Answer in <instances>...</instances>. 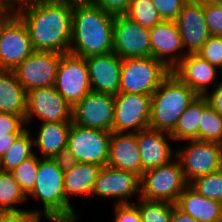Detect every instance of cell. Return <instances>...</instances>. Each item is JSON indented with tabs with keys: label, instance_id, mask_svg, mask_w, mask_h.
I'll return each instance as SVG.
<instances>
[{
	"label": "cell",
	"instance_id": "1",
	"mask_svg": "<svg viewBox=\"0 0 222 222\" xmlns=\"http://www.w3.org/2000/svg\"><path fill=\"white\" fill-rule=\"evenodd\" d=\"M73 5L56 0H28L17 16L26 25L34 51L69 52Z\"/></svg>",
	"mask_w": 222,
	"mask_h": 222
},
{
	"label": "cell",
	"instance_id": "2",
	"mask_svg": "<svg viewBox=\"0 0 222 222\" xmlns=\"http://www.w3.org/2000/svg\"><path fill=\"white\" fill-rule=\"evenodd\" d=\"M114 20L93 3L74 4L69 52L83 58L113 52Z\"/></svg>",
	"mask_w": 222,
	"mask_h": 222
},
{
	"label": "cell",
	"instance_id": "3",
	"mask_svg": "<svg viewBox=\"0 0 222 222\" xmlns=\"http://www.w3.org/2000/svg\"><path fill=\"white\" fill-rule=\"evenodd\" d=\"M65 160L39 156L37 180L28 195L40 199L41 213L49 222H78L79 218L64 192Z\"/></svg>",
	"mask_w": 222,
	"mask_h": 222
},
{
	"label": "cell",
	"instance_id": "4",
	"mask_svg": "<svg viewBox=\"0 0 222 222\" xmlns=\"http://www.w3.org/2000/svg\"><path fill=\"white\" fill-rule=\"evenodd\" d=\"M197 96L170 73L151 95L149 128L171 133L178 119Z\"/></svg>",
	"mask_w": 222,
	"mask_h": 222
},
{
	"label": "cell",
	"instance_id": "5",
	"mask_svg": "<svg viewBox=\"0 0 222 222\" xmlns=\"http://www.w3.org/2000/svg\"><path fill=\"white\" fill-rule=\"evenodd\" d=\"M112 132L71 123L65 161L107 166Z\"/></svg>",
	"mask_w": 222,
	"mask_h": 222
},
{
	"label": "cell",
	"instance_id": "6",
	"mask_svg": "<svg viewBox=\"0 0 222 222\" xmlns=\"http://www.w3.org/2000/svg\"><path fill=\"white\" fill-rule=\"evenodd\" d=\"M170 73L152 56L122 59L119 92L152 95Z\"/></svg>",
	"mask_w": 222,
	"mask_h": 222
},
{
	"label": "cell",
	"instance_id": "7",
	"mask_svg": "<svg viewBox=\"0 0 222 222\" xmlns=\"http://www.w3.org/2000/svg\"><path fill=\"white\" fill-rule=\"evenodd\" d=\"M177 158L158 168L145 171L140 177V196L148 200L176 204L188 186Z\"/></svg>",
	"mask_w": 222,
	"mask_h": 222
},
{
	"label": "cell",
	"instance_id": "8",
	"mask_svg": "<svg viewBox=\"0 0 222 222\" xmlns=\"http://www.w3.org/2000/svg\"><path fill=\"white\" fill-rule=\"evenodd\" d=\"M186 141L188 145L176 149V158L188 184L198 177L222 168V144L199 140Z\"/></svg>",
	"mask_w": 222,
	"mask_h": 222
},
{
	"label": "cell",
	"instance_id": "9",
	"mask_svg": "<svg viewBox=\"0 0 222 222\" xmlns=\"http://www.w3.org/2000/svg\"><path fill=\"white\" fill-rule=\"evenodd\" d=\"M37 117L43 122L72 123L73 106L59 94L55 86L27 92L25 124Z\"/></svg>",
	"mask_w": 222,
	"mask_h": 222
},
{
	"label": "cell",
	"instance_id": "10",
	"mask_svg": "<svg viewBox=\"0 0 222 222\" xmlns=\"http://www.w3.org/2000/svg\"><path fill=\"white\" fill-rule=\"evenodd\" d=\"M114 104L113 132L136 133L149 128L151 95L118 92Z\"/></svg>",
	"mask_w": 222,
	"mask_h": 222
},
{
	"label": "cell",
	"instance_id": "11",
	"mask_svg": "<svg viewBox=\"0 0 222 222\" xmlns=\"http://www.w3.org/2000/svg\"><path fill=\"white\" fill-rule=\"evenodd\" d=\"M54 86L72 106L92 91L85 58L70 52L62 54Z\"/></svg>",
	"mask_w": 222,
	"mask_h": 222
},
{
	"label": "cell",
	"instance_id": "12",
	"mask_svg": "<svg viewBox=\"0 0 222 222\" xmlns=\"http://www.w3.org/2000/svg\"><path fill=\"white\" fill-rule=\"evenodd\" d=\"M61 55L34 51L13 70L26 92L55 85Z\"/></svg>",
	"mask_w": 222,
	"mask_h": 222
},
{
	"label": "cell",
	"instance_id": "13",
	"mask_svg": "<svg viewBox=\"0 0 222 222\" xmlns=\"http://www.w3.org/2000/svg\"><path fill=\"white\" fill-rule=\"evenodd\" d=\"M150 29L125 15L115 16L113 52L121 59L151 57Z\"/></svg>",
	"mask_w": 222,
	"mask_h": 222
},
{
	"label": "cell",
	"instance_id": "14",
	"mask_svg": "<svg viewBox=\"0 0 222 222\" xmlns=\"http://www.w3.org/2000/svg\"><path fill=\"white\" fill-rule=\"evenodd\" d=\"M114 95L90 91L73 106L72 122L113 132Z\"/></svg>",
	"mask_w": 222,
	"mask_h": 222
},
{
	"label": "cell",
	"instance_id": "15",
	"mask_svg": "<svg viewBox=\"0 0 222 222\" xmlns=\"http://www.w3.org/2000/svg\"><path fill=\"white\" fill-rule=\"evenodd\" d=\"M93 195L116 198L117 204H130L128 198L140 195V177L131 171L102 166L92 191Z\"/></svg>",
	"mask_w": 222,
	"mask_h": 222
},
{
	"label": "cell",
	"instance_id": "16",
	"mask_svg": "<svg viewBox=\"0 0 222 222\" xmlns=\"http://www.w3.org/2000/svg\"><path fill=\"white\" fill-rule=\"evenodd\" d=\"M175 23L181 35L183 48H186V54H197L211 36L204 16L203 3L188 0Z\"/></svg>",
	"mask_w": 222,
	"mask_h": 222
},
{
	"label": "cell",
	"instance_id": "17",
	"mask_svg": "<svg viewBox=\"0 0 222 222\" xmlns=\"http://www.w3.org/2000/svg\"><path fill=\"white\" fill-rule=\"evenodd\" d=\"M150 40L151 56L161 61L169 70L187 55L175 21L163 20L152 27Z\"/></svg>",
	"mask_w": 222,
	"mask_h": 222
},
{
	"label": "cell",
	"instance_id": "18",
	"mask_svg": "<svg viewBox=\"0 0 222 222\" xmlns=\"http://www.w3.org/2000/svg\"><path fill=\"white\" fill-rule=\"evenodd\" d=\"M32 52L28 29L16 16L0 38V70H14Z\"/></svg>",
	"mask_w": 222,
	"mask_h": 222
},
{
	"label": "cell",
	"instance_id": "19",
	"mask_svg": "<svg viewBox=\"0 0 222 222\" xmlns=\"http://www.w3.org/2000/svg\"><path fill=\"white\" fill-rule=\"evenodd\" d=\"M92 91L116 95L121 81L122 59L114 52L85 58Z\"/></svg>",
	"mask_w": 222,
	"mask_h": 222
},
{
	"label": "cell",
	"instance_id": "20",
	"mask_svg": "<svg viewBox=\"0 0 222 222\" xmlns=\"http://www.w3.org/2000/svg\"><path fill=\"white\" fill-rule=\"evenodd\" d=\"M135 134L144 172L176 158V151L173 153V148L169 144L173 141L170 133L147 128ZM168 139L172 141L169 142Z\"/></svg>",
	"mask_w": 222,
	"mask_h": 222
},
{
	"label": "cell",
	"instance_id": "21",
	"mask_svg": "<svg viewBox=\"0 0 222 222\" xmlns=\"http://www.w3.org/2000/svg\"><path fill=\"white\" fill-rule=\"evenodd\" d=\"M217 67L210 64L198 54H187L172 70L181 82L185 83L198 96H205L208 92V85L214 81V87L219 82L217 78Z\"/></svg>",
	"mask_w": 222,
	"mask_h": 222
},
{
	"label": "cell",
	"instance_id": "22",
	"mask_svg": "<svg viewBox=\"0 0 222 222\" xmlns=\"http://www.w3.org/2000/svg\"><path fill=\"white\" fill-rule=\"evenodd\" d=\"M107 166L142 176L144 171L135 133L112 132Z\"/></svg>",
	"mask_w": 222,
	"mask_h": 222
},
{
	"label": "cell",
	"instance_id": "23",
	"mask_svg": "<svg viewBox=\"0 0 222 222\" xmlns=\"http://www.w3.org/2000/svg\"><path fill=\"white\" fill-rule=\"evenodd\" d=\"M176 206L197 222H222V203L200 195L189 185L179 195Z\"/></svg>",
	"mask_w": 222,
	"mask_h": 222
},
{
	"label": "cell",
	"instance_id": "24",
	"mask_svg": "<svg viewBox=\"0 0 222 222\" xmlns=\"http://www.w3.org/2000/svg\"><path fill=\"white\" fill-rule=\"evenodd\" d=\"M70 128L71 123H41L37 137L33 138V144L40 151V156L64 159Z\"/></svg>",
	"mask_w": 222,
	"mask_h": 222
},
{
	"label": "cell",
	"instance_id": "25",
	"mask_svg": "<svg viewBox=\"0 0 222 222\" xmlns=\"http://www.w3.org/2000/svg\"><path fill=\"white\" fill-rule=\"evenodd\" d=\"M101 166L91 163L65 161L64 192L66 201L69 195H92V191Z\"/></svg>",
	"mask_w": 222,
	"mask_h": 222
},
{
	"label": "cell",
	"instance_id": "26",
	"mask_svg": "<svg viewBox=\"0 0 222 222\" xmlns=\"http://www.w3.org/2000/svg\"><path fill=\"white\" fill-rule=\"evenodd\" d=\"M27 92L13 70H0V112L20 116L25 121Z\"/></svg>",
	"mask_w": 222,
	"mask_h": 222
},
{
	"label": "cell",
	"instance_id": "27",
	"mask_svg": "<svg viewBox=\"0 0 222 222\" xmlns=\"http://www.w3.org/2000/svg\"><path fill=\"white\" fill-rule=\"evenodd\" d=\"M205 96H197L178 119L170 133L173 141L198 140V128L203 109L208 105Z\"/></svg>",
	"mask_w": 222,
	"mask_h": 222
},
{
	"label": "cell",
	"instance_id": "28",
	"mask_svg": "<svg viewBox=\"0 0 222 222\" xmlns=\"http://www.w3.org/2000/svg\"><path fill=\"white\" fill-rule=\"evenodd\" d=\"M29 127L16 139L10 149L0 159V170L12 172L23 161L32 157L35 152L33 138Z\"/></svg>",
	"mask_w": 222,
	"mask_h": 222
},
{
	"label": "cell",
	"instance_id": "29",
	"mask_svg": "<svg viewBox=\"0 0 222 222\" xmlns=\"http://www.w3.org/2000/svg\"><path fill=\"white\" fill-rule=\"evenodd\" d=\"M26 199L27 196L21 190L14 174L0 170V212L23 210L15 206L25 202Z\"/></svg>",
	"mask_w": 222,
	"mask_h": 222
},
{
	"label": "cell",
	"instance_id": "30",
	"mask_svg": "<svg viewBox=\"0 0 222 222\" xmlns=\"http://www.w3.org/2000/svg\"><path fill=\"white\" fill-rule=\"evenodd\" d=\"M139 201L136 206L142 222H171L173 208L176 204L141 197Z\"/></svg>",
	"mask_w": 222,
	"mask_h": 222
},
{
	"label": "cell",
	"instance_id": "31",
	"mask_svg": "<svg viewBox=\"0 0 222 222\" xmlns=\"http://www.w3.org/2000/svg\"><path fill=\"white\" fill-rule=\"evenodd\" d=\"M198 140L222 144V116L209 104L202 111Z\"/></svg>",
	"mask_w": 222,
	"mask_h": 222
},
{
	"label": "cell",
	"instance_id": "32",
	"mask_svg": "<svg viewBox=\"0 0 222 222\" xmlns=\"http://www.w3.org/2000/svg\"><path fill=\"white\" fill-rule=\"evenodd\" d=\"M125 16L148 29L163 21L152 0H132Z\"/></svg>",
	"mask_w": 222,
	"mask_h": 222
},
{
	"label": "cell",
	"instance_id": "33",
	"mask_svg": "<svg viewBox=\"0 0 222 222\" xmlns=\"http://www.w3.org/2000/svg\"><path fill=\"white\" fill-rule=\"evenodd\" d=\"M189 186L200 195L222 203V168L194 179Z\"/></svg>",
	"mask_w": 222,
	"mask_h": 222
},
{
	"label": "cell",
	"instance_id": "34",
	"mask_svg": "<svg viewBox=\"0 0 222 222\" xmlns=\"http://www.w3.org/2000/svg\"><path fill=\"white\" fill-rule=\"evenodd\" d=\"M38 165L39 157L38 154L36 155L35 153L32 157L23 161L12 171L21 190L27 197L34 189V185L37 180Z\"/></svg>",
	"mask_w": 222,
	"mask_h": 222
},
{
	"label": "cell",
	"instance_id": "35",
	"mask_svg": "<svg viewBox=\"0 0 222 222\" xmlns=\"http://www.w3.org/2000/svg\"><path fill=\"white\" fill-rule=\"evenodd\" d=\"M197 54L213 66L222 69V37L211 35Z\"/></svg>",
	"mask_w": 222,
	"mask_h": 222
},
{
	"label": "cell",
	"instance_id": "36",
	"mask_svg": "<svg viewBox=\"0 0 222 222\" xmlns=\"http://www.w3.org/2000/svg\"><path fill=\"white\" fill-rule=\"evenodd\" d=\"M204 16L210 34L222 37V2L204 3Z\"/></svg>",
	"mask_w": 222,
	"mask_h": 222
},
{
	"label": "cell",
	"instance_id": "37",
	"mask_svg": "<svg viewBox=\"0 0 222 222\" xmlns=\"http://www.w3.org/2000/svg\"><path fill=\"white\" fill-rule=\"evenodd\" d=\"M188 0H152L162 20L175 21Z\"/></svg>",
	"mask_w": 222,
	"mask_h": 222
},
{
	"label": "cell",
	"instance_id": "38",
	"mask_svg": "<svg viewBox=\"0 0 222 222\" xmlns=\"http://www.w3.org/2000/svg\"><path fill=\"white\" fill-rule=\"evenodd\" d=\"M27 127L20 116L0 112V135L23 133Z\"/></svg>",
	"mask_w": 222,
	"mask_h": 222
},
{
	"label": "cell",
	"instance_id": "39",
	"mask_svg": "<svg viewBox=\"0 0 222 222\" xmlns=\"http://www.w3.org/2000/svg\"><path fill=\"white\" fill-rule=\"evenodd\" d=\"M41 210L0 212V222H41Z\"/></svg>",
	"mask_w": 222,
	"mask_h": 222
},
{
	"label": "cell",
	"instance_id": "40",
	"mask_svg": "<svg viewBox=\"0 0 222 222\" xmlns=\"http://www.w3.org/2000/svg\"><path fill=\"white\" fill-rule=\"evenodd\" d=\"M114 222H142L139 209L135 203L115 205Z\"/></svg>",
	"mask_w": 222,
	"mask_h": 222
},
{
	"label": "cell",
	"instance_id": "41",
	"mask_svg": "<svg viewBox=\"0 0 222 222\" xmlns=\"http://www.w3.org/2000/svg\"><path fill=\"white\" fill-rule=\"evenodd\" d=\"M132 0H93V4L114 16L125 15Z\"/></svg>",
	"mask_w": 222,
	"mask_h": 222
},
{
	"label": "cell",
	"instance_id": "42",
	"mask_svg": "<svg viewBox=\"0 0 222 222\" xmlns=\"http://www.w3.org/2000/svg\"><path fill=\"white\" fill-rule=\"evenodd\" d=\"M209 105L222 116V82L205 95Z\"/></svg>",
	"mask_w": 222,
	"mask_h": 222
},
{
	"label": "cell",
	"instance_id": "43",
	"mask_svg": "<svg viewBox=\"0 0 222 222\" xmlns=\"http://www.w3.org/2000/svg\"><path fill=\"white\" fill-rule=\"evenodd\" d=\"M21 134L22 133H8L7 135H0V159Z\"/></svg>",
	"mask_w": 222,
	"mask_h": 222
},
{
	"label": "cell",
	"instance_id": "44",
	"mask_svg": "<svg viewBox=\"0 0 222 222\" xmlns=\"http://www.w3.org/2000/svg\"><path fill=\"white\" fill-rule=\"evenodd\" d=\"M17 16V11L9 8L0 10V38L7 25Z\"/></svg>",
	"mask_w": 222,
	"mask_h": 222
},
{
	"label": "cell",
	"instance_id": "45",
	"mask_svg": "<svg viewBox=\"0 0 222 222\" xmlns=\"http://www.w3.org/2000/svg\"><path fill=\"white\" fill-rule=\"evenodd\" d=\"M171 222H197L194 218L181 211L176 205L173 208Z\"/></svg>",
	"mask_w": 222,
	"mask_h": 222
},
{
	"label": "cell",
	"instance_id": "46",
	"mask_svg": "<svg viewBox=\"0 0 222 222\" xmlns=\"http://www.w3.org/2000/svg\"><path fill=\"white\" fill-rule=\"evenodd\" d=\"M27 1L28 0H0V7L18 11Z\"/></svg>",
	"mask_w": 222,
	"mask_h": 222
},
{
	"label": "cell",
	"instance_id": "47",
	"mask_svg": "<svg viewBox=\"0 0 222 222\" xmlns=\"http://www.w3.org/2000/svg\"><path fill=\"white\" fill-rule=\"evenodd\" d=\"M56 1L70 3L72 5H74V4L92 3L93 2V0H56Z\"/></svg>",
	"mask_w": 222,
	"mask_h": 222
},
{
	"label": "cell",
	"instance_id": "48",
	"mask_svg": "<svg viewBox=\"0 0 222 222\" xmlns=\"http://www.w3.org/2000/svg\"><path fill=\"white\" fill-rule=\"evenodd\" d=\"M200 3H214V2H222V0H193Z\"/></svg>",
	"mask_w": 222,
	"mask_h": 222
}]
</instances>
